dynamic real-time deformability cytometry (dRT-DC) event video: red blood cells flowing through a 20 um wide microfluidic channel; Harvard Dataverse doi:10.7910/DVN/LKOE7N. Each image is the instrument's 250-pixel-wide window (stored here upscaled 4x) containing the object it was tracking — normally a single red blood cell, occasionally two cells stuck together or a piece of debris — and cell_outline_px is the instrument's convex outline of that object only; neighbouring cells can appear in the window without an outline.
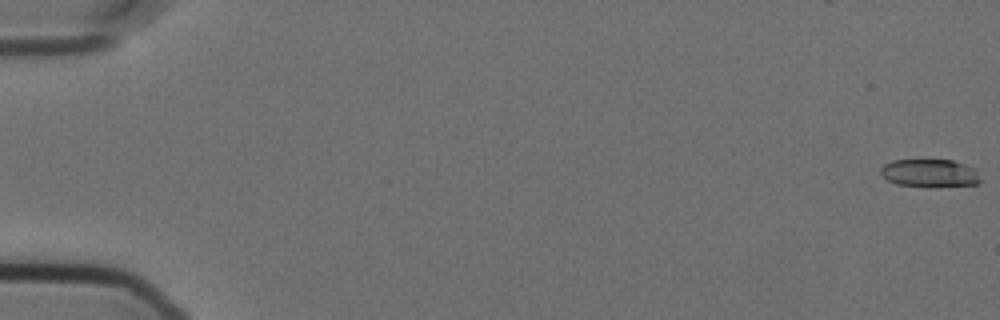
{"species": "Egyptian fruit bat (a non-hibernating species)", "species_latin": "Rousettus aegyptiacus", "temperature_condition": "cold", "stored_images_in_passage": 58, "camera_frame_rate_fps": 3000, "um_per_image_px": 0.085, "animal": {"sex": "female"}, "frame": {"image": 1, "passage_image": 1, "time_ms": 0.0, "image_size_px": [1000, 320], "cell_outline_px": [[980, 180], [976, 184], [896, 184], [888, 180], [880, 172], [880, 168], [884, 164], [892, 160], [952, 160], [976, 168]], "centroid_in_image_um": [79.0, 14.65], "position_along_channel_um": 6.0, "area_um2": 15.32}}
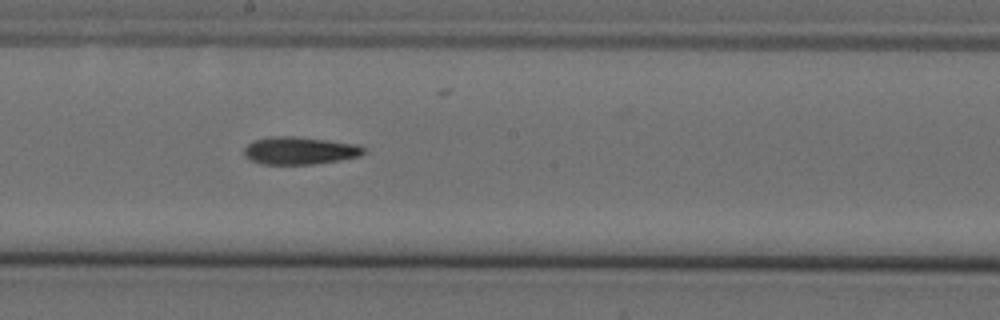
{"frame": {"image": 2, "passage_image": 33, "time_ms": 10.667, "image_size_px": [1000, 320], "cell_outline_px": [[364, 152], [360, 156], [340, 160], [312, 164], [260, 164], [248, 160], [244, 156], [244, 148], [252, 140], [272, 136], [296, 136], [328, 140], [356, 144], [364, 148]], "centroid_in_image_um": [25.42, 12.8], "position_along_channel_um": 222.8, "area_um2": 19.36}}
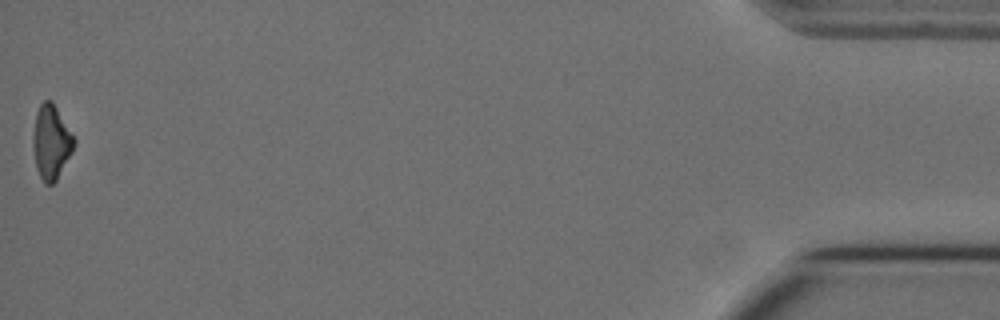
{"frame": {"image": 3, "passage_image": 58, "time_ms": 19.0, "image_size_px": [1000, 320], "cell_outline_px": [[76, 144], [72, 152], [56, 180], [52, 184], [44, 184], [36, 168], [32, 144], [32, 140], [36, 112], [40, 104], [44, 100], [52, 100], [76, 140]], "centroid_in_image_um": [4.34, 12.07], "position_along_channel_um": 430.9, "area_um2": 17.74}}